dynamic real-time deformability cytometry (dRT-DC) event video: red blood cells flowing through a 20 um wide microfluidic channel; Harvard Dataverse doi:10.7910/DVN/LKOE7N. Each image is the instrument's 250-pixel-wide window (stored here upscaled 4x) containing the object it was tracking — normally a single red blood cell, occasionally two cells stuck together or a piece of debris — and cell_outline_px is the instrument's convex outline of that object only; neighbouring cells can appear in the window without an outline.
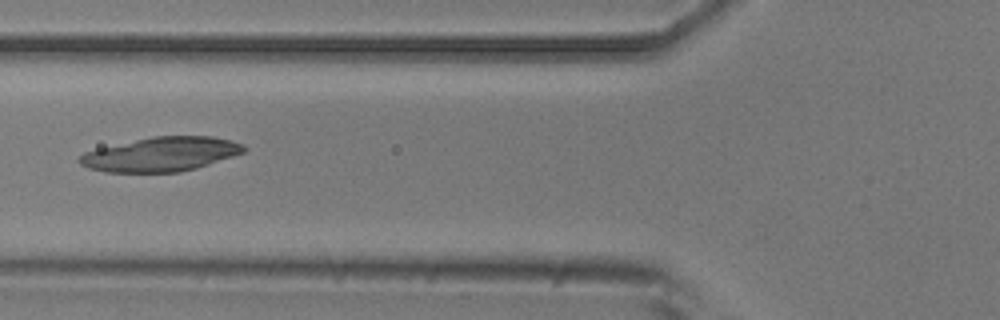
{"species": "common noctule bat (a hibernating species)", "species_latin": "Nyctalus noctula", "temperature_condition": "room temperature", "stored_images_in_passage": 11, "camera_frame_rate_fps": 3000, "um_per_image_px": 0.085, "animal": {"sex": "male", "body_mass_g": 20.5, "forearm_length_mm": 52.5}, "frame": {"image": 1, "passage_image": 2, "time_ms": 1.333, "image_size_px": [1000, 320], "cell_outline_px": [[248, 148], [244, 152], [196, 168], [180, 172], [104, 172], [88, 168], [80, 164], [76, 160], [84, 152], [100, 148], [152, 136], [212, 136], [232, 140], [244, 144]], "centroid_in_image_um": [13.69, 13.11], "position_along_channel_um": 112.1, "area_um2": 32.71}}
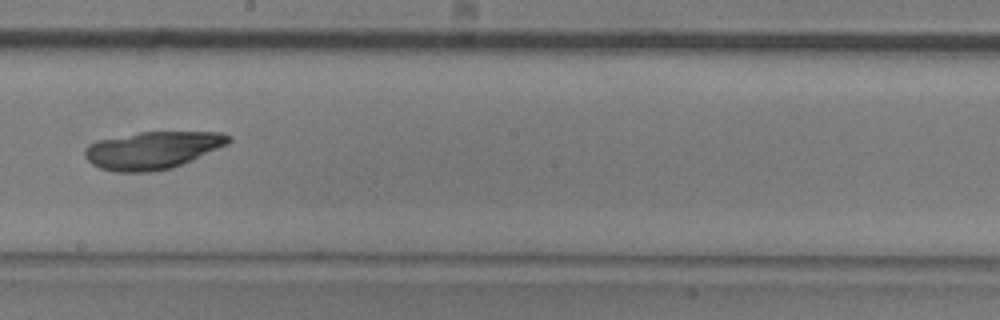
{"frame": {"image": 2, "passage_image": 5, "time_ms": 4.667, "image_size_px": [1000, 320], "cell_outline_px": [[232, 140], [228, 144], [192, 160], [172, 168], [148, 172], [116, 172], [100, 168], [92, 164], [84, 156], [84, 148], [88, 144], [96, 140], [140, 132], [220, 132], [232, 136]], "centroid_in_image_um": [12.95, 12.76], "position_along_channel_um": 235.3, "area_um2": 31.5}}
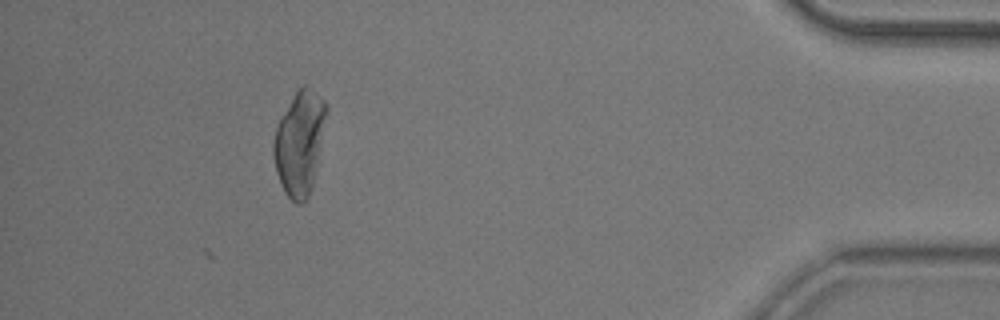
{"frame": {"image": 3, "passage_image": 10, "time_ms": 11.0, "image_size_px": [1000, 320], "cell_outline_px": [[328, 112], [312, 184], [308, 196], [300, 204], [296, 204], [284, 192], [276, 172], [272, 152], [272, 144], [276, 128], [280, 120], [296, 92], [304, 84], [308, 84], [328, 104]], "centroid_in_image_um": [25.47, 12.12], "position_along_channel_um": 409.7, "area_um2": 31.56}}